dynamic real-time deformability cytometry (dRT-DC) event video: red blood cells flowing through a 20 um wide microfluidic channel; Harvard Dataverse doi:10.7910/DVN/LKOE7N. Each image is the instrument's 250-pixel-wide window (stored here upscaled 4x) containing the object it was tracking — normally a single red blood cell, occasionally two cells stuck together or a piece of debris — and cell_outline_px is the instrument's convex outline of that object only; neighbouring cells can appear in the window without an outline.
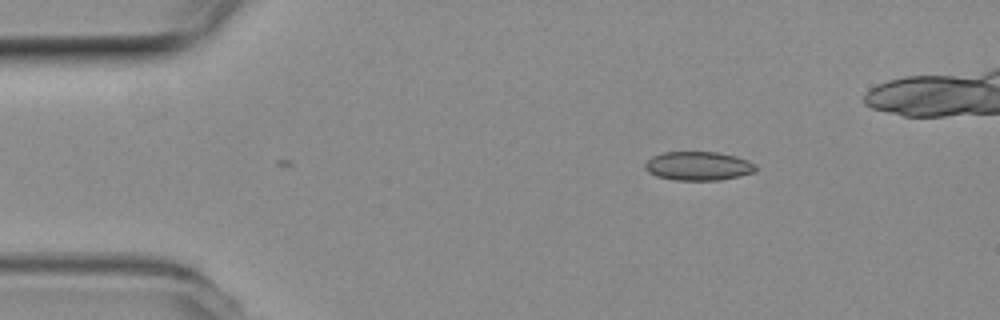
{"species": "common noctule bat (a hibernating species)", "species_latin": "Nyctalus noctula", "temperature_condition": "room temperature", "stored_images_in_passage": 2, "camera_frame_rate_fps": 3000, "um_per_image_px": 0.085, "animal": {"sex": "female", "body_mass_g": 19.3, "forearm_length_mm": 54.1}, "frame": {"image": 1, "passage_image": 2, "time_ms": 0.333, "image_size_px": [1000, 320], "cell_outline_px": [[756, 172], [740, 176], [720, 180], [676, 180], [656, 176], [648, 172], [644, 168], [644, 164], [652, 156], [664, 152], [720, 152], [736, 156], [748, 160], [756, 164]], "centroid_in_image_um": [59.37, 14.11], "position_along_channel_um": 25.6, "area_um2": 18.79}}